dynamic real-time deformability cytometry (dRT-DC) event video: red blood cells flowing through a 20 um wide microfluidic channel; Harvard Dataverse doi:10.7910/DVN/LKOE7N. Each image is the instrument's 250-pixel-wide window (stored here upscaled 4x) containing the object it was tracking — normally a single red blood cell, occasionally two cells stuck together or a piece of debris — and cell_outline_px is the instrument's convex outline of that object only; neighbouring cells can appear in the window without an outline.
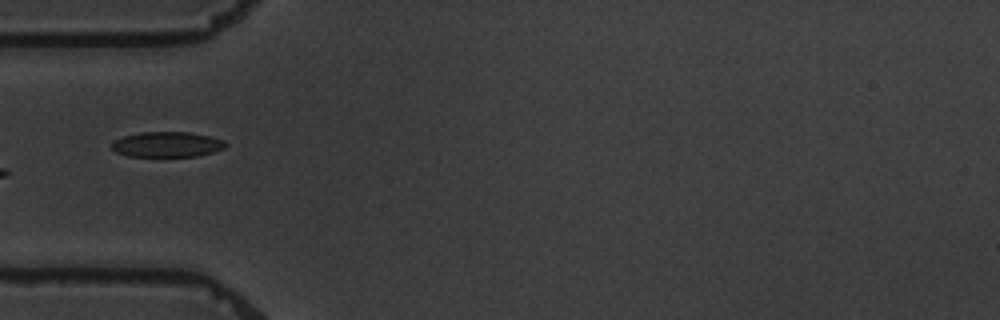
{"species": "common noctule bat (a hibernating species)", "species_latin": "Nyctalus noctula", "temperature_condition": "warm", "stored_images_in_passage": 7, "camera_frame_rate_fps": 3000, "um_per_image_px": 0.085, "animal": {"sex": "male", "body_mass_g": 19.5, "forearm_length_mm": 54.6}, "frame": {"image": 1, "passage_image": 3, "time_ms": 2.333, "image_size_px": [1000, 320], "cell_outline_px": [[228, 144], [224, 148], [212, 152], [196, 156], [128, 156], [116, 152], [112, 148], [112, 144], [116, 140], [124, 136], [140, 132], [188, 132], [212, 136], [224, 140]], "centroid_in_image_um": [14.24, 12.27], "position_along_channel_um": 70.8, "area_um2": 16.7}}
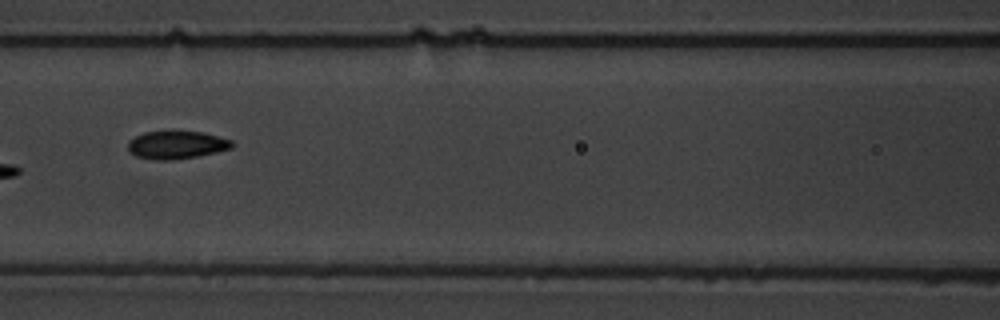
{"frame": {"image": 2, "passage_image": 5, "time_ms": 4.667, "image_size_px": [1000, 320], "cell_outline_px": [[232, 148], [216, 152], [196, 156], [172, 160], [156, 160], [136, 156], [128, 148], [128, 140], [144, 132], [172, 128], [204, 132], [232, 140]], "centroid_in_image_um": [14.99, 12.26], "position_along_channel_um": 151.6, "area_um2": 17.51}}
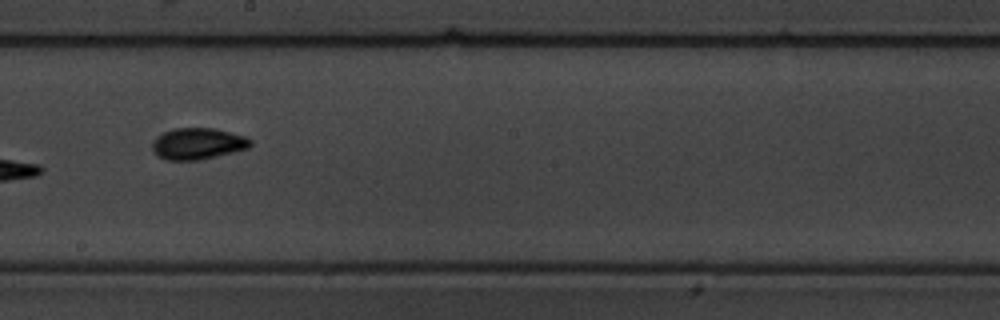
{"frame": {"image": 3, "passage_image": 7, "time_ms": 7.0, "image_size_px": [1000, 320], "cell_outline_px": [[252, 144], [248, 148], [200, 160], [168, 160], [160, 156], [152, 148], [152, 144], [156, 136], [164, 132], [176, 128], [216, 128], [244, 136], [252, 140]], "centroid_in_image_um": [16.83, 12.2], "position_along_channel_um": 231.4, "area_um2": 17.8}}